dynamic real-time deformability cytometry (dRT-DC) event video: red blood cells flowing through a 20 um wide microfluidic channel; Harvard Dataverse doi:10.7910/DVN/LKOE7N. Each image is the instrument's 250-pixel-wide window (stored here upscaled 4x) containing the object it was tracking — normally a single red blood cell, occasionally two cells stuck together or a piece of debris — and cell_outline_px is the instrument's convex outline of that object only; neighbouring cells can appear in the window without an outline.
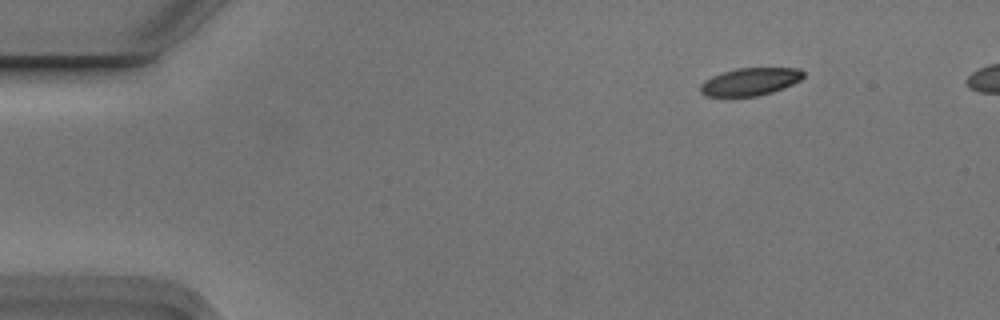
{"species": "Egyptian fruit bat (a non-hibernating species)", "species_latin": "Rousettus aegyptiacus", "temperature_condition": "cold", "stored_images_in_passage": 4, "camera_frame_rate_fps": 3000, "um_per_image_px": 0.085, "animal": {"sex": "male"}, "frame": {"image": 1, "passage_image": 1, "time_ms": 0.0, "image_size_px": [1000, 320], "cell_outline_px": [[804, 76], [800, 80], [792, 84], [772, 92], [756, 96], [704, 96], [700, 92], [700, 84], [704, 80], [712, 76], [736, 68], [800, 68], [804, 72]], "centroid_in_image_um": [63.75, 6.94], "position_along_channel_um": 21.3, "area_um2": 16.53}}